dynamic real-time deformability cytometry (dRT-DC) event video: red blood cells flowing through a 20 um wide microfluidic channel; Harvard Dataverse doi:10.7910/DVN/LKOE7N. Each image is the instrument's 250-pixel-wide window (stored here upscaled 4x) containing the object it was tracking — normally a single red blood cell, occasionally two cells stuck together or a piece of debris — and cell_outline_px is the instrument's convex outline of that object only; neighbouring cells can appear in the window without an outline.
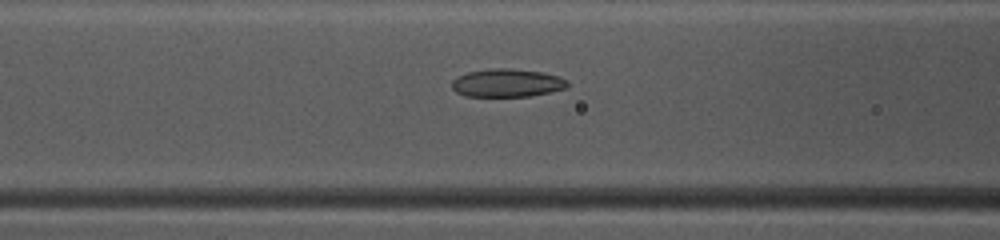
{"species": "common noctule bat (a hibernating species)", "species_latin": "Nyctalus noctula", "temperature_condition": "warm", "stored_images_in_passage": 49, "camera_frame_rate_fps": 3000, "um_per_image_px": 0.085, "animal": {"sex": "female", "body_mass_g": 10.0, "forearm_length_mm": 53.1}, "frame": {"image": 1, "passage_image": 21, "time_ms": 6.667, "image_size_px": [1000, 240], "cell_outline_px": [[568, 84], [564, 88], [548, 92], [528, 96], [464, 96], [456, 92], [452, 88], [452, 80], [456, 76], [468, 72], [492, 68], [508, 68], [540, 72], [560, 76], [568, 80]], "centroid_in_image_um": [43.06, 7.04], "position_along_channel_um": 123.5, "area_um2": 18.84}}
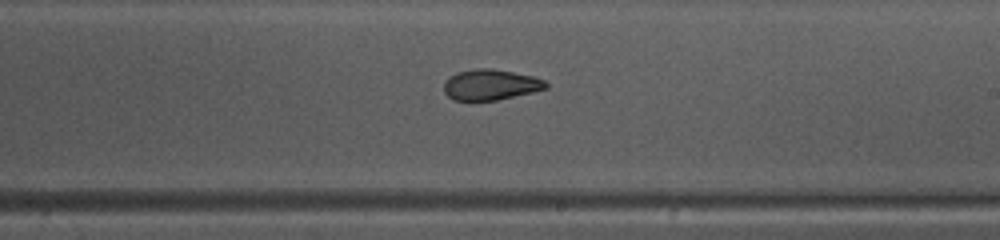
{"frame": {"image": 2, "passage_image": 30, "time_ms": 9.667, "image_size_px": [1000, 240], "cell_outline_px": [[548, 88], [532, 92], [496, 100], [452, 100], [444, 92], [444, 80], [456, 72], [476, 68], [492, 68], [532, 76], [544, 80], [548, 84]], "centroid_in_image_um": [41.66, 7.19], "position_along_channel_um": 247.3, "area_um2": 18.21}}
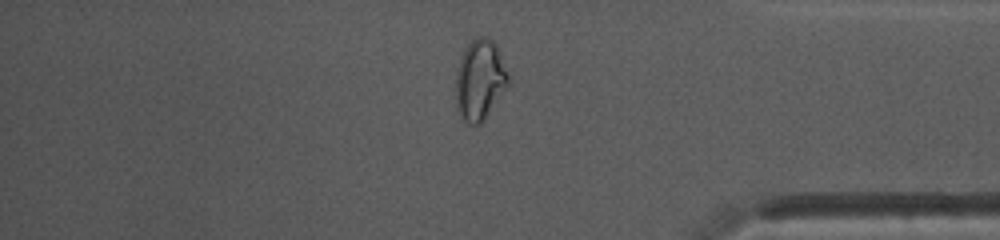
{"frame": {"image": 3, "passage_image": 42, "time_ms": 13.667, "image_size_px": [1000, 240], "cell_outline_px": [[508, 84], [484, 120], [480, 124], [468, 124], [464, 120], [456, 104], [456, 72], [460, 60], [468, 44], [476, 36], [484, 36], [492, 40], [496, 44], [508, 72]], "centroid_in_image_um": [40.79, 6.77], "position_along_channel_um": 394.4, "area_um2": 24.22}, "authors_computed_cell_mechanics": {"area_um2": 19.9988, "velocity_mm_per_s": 4.1242, "shape_relaxation_time_tau1_ms": null, "shape_relaxation_time_tau2_ms": 2.4882, "deformation_change_tau1": null, "deformation_change_tau2": 0.0869}}